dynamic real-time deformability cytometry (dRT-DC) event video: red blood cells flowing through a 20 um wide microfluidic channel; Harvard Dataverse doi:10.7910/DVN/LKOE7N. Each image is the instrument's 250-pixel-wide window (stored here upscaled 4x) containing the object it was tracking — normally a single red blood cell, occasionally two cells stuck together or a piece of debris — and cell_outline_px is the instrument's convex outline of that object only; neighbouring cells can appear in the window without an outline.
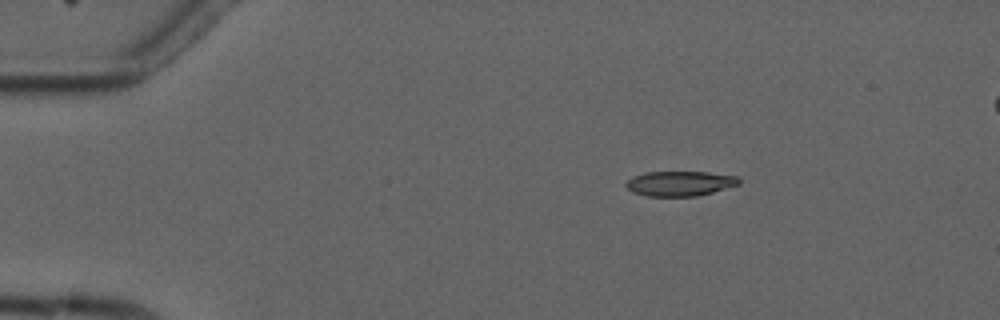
{"species": "common noctule bat (a hibernating species)", "species_latin": "Nyctalus noctula", "temperature_condition": "cold", "stored_images_in_passage": 6, "camera_frame_rate_fps": 3000, "um_per_image_px": 0.085, "animal": {"sex": "male", "forearm_length_mm": 52.5}, "frame": {"image": 1, "passage_image": 3, "time_ms": 2.333, "image_size_px": [1000, 320], "cell_outline_px": [[740, 184], [712, 192], [696, 196], [648, 196], [632, 192], [624, 184], [632, 176], [644, 172], [708, 172], [736, 176], [740, 180]], "centroid_in_image_um": [57.76, 15.59], "position_along_channel_um": 27.2, "area_um2": 16.36}}
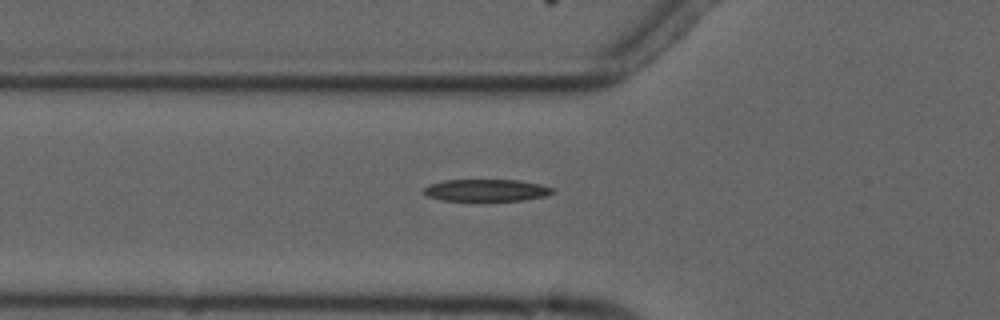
{"frame": {"image": 2, "passage_image": 6, "time_ms": 5.667, "image_size_px": [1000, 320], "cell_outline_px": [[556, 192], [548, 196], [524, 200], [444, 200], [428, 196], [424, 192], [424, 188], [428, 184], [444, 180], [520, 180], [540, 184], [556, 188]], "centroid_in_image_um": [41.43, 16.16], "position_along_channel_um": 84.4, "area_um2": 16.59}}